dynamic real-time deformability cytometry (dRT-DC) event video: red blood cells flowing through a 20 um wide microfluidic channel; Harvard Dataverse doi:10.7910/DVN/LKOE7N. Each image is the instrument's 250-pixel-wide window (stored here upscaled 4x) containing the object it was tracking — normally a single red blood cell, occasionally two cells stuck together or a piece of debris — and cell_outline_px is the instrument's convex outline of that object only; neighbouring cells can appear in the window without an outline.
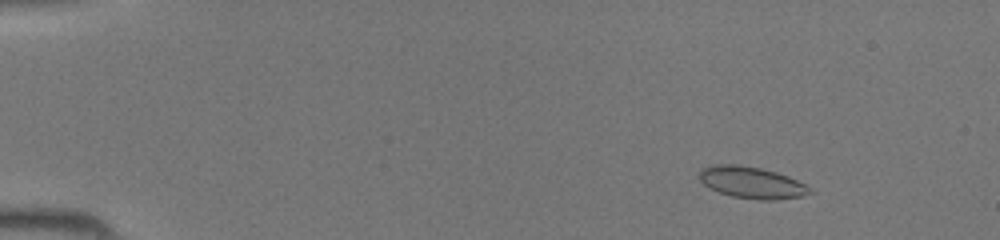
{"species": "common noctule bat (a hibernating species)", "species_latin": "Nyctalus noctula", "temperature_condition": "room temperature", "stored_images_in_passage": 47, "camera_frame_rate_fps": 3000, "um_per_image_px": 0.085, "animal": {"sex": "female", "body_mass_g": 19.5, "forearm_length_mm": 54.1}, "frame": {"image": 1, "passage_image": 7, "time_ms": 2.0, "image_size_px": [1000, 240], "cell_outline_px": [[816, 192], [804, 196], [776, 200], [760, 200], [732, 196], [708, 188], [700, 180], [700, 168], [712, 164], [740, 164], [760, 168], [776, 172], [788, 176], [804, 184]], "centroid_in_image_um": [63.9, 15.51], "position_along_channel_um": 21.1, "area_um2": 20.58}}
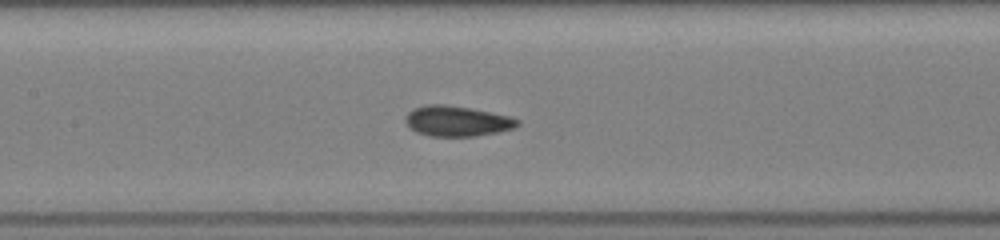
{"frame": {"image": 2, "passage_image": 24, "time_ms": 7.667, "image_size_px": [1000, 240], "cell_outline_px": [[520, 124], [516, 128], [476, 136], [428, 136], [416, 132], [404, 120], [404, 116], [412, 108], [428, 104], [444, 104], [468, 108], [508, 116], [520, 120]], "centroid_in_image_um": [38.82, 10.29], "position_along_channel_um": 168.6, "area_um2": 19.77}}
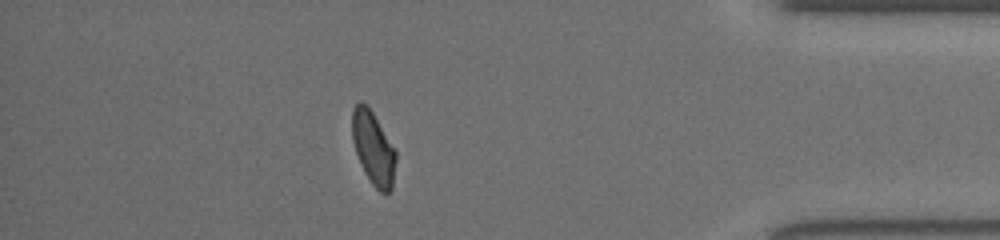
{"frame": {"image": 3, "passage_image": 42, "time_ms": 13.667, "image_size_px": [1000, 240], "cell_outline_px": [[396, 160], [392, 188], [388, 192], [380, 192], [372, 184], [364, 172], [356, 152], [352, 140], [352, 108], [360, 100], [368, 104], [396, 152]], "centroid_in_image_um": [31.71, 12.56], "position_along_channel_um": 403.5, "area_um2": 18.55}}